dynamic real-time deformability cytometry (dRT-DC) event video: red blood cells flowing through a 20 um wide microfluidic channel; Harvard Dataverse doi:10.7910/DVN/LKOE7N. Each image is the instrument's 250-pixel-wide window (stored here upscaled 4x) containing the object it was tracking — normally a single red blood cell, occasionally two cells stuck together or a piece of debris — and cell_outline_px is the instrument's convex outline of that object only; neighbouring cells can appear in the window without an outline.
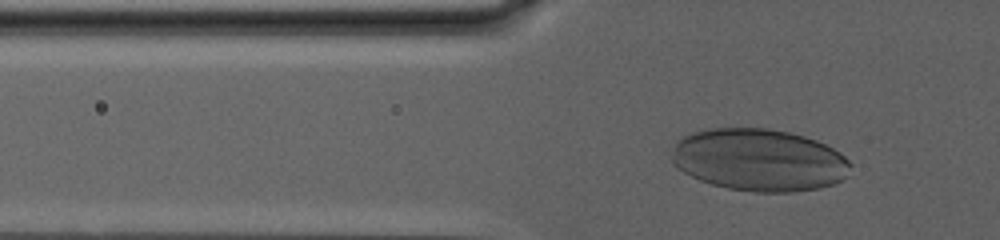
{"species": "human", "species_latin": "Homo sapiens", "temperature_condition": "warm", "stored_images_in_passage": 63, "camera_frame_rate_fps": 3000, "um_per_image_px": 0.085, "donor": {"sex": "male"}, "frame": {"image": 1, "passage_image": 19, "time_ms": 6.0, "image_size_px": [1000, 240], "cell_outline_px": [[852, 164], [848, 176], [844, 180], [820, 188], [792, 192], [752, 192], [728, 188], [712, 184], [700, 180], [684, 172], [672, 160], [672, 148], [676, 140], [692, 132], [708, 128], [768, 128], [788, 132], [804, 136], [816, 140], [840, 152]], "centroid_in_image_um": [64.54, 13.59], "position_along_channel_um": 61.3, "area_um2": 65.2}}
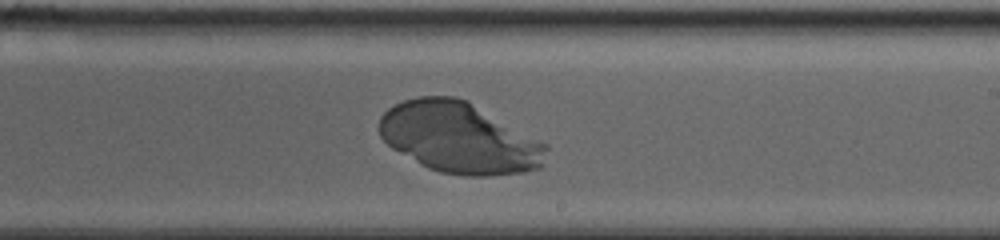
{"frame": {"image": 2, "passage_image": 44, "time_ms": 14.333, "image_size_px": [1000, 240], "cell_outline_px": [[548, 148], [544, 164], [540, 168], [524, 172], [488, 176], [464, 176], [440, 172], [428, 168], [420, 164], [392, 148], [380, 136], [380, 116], [388, 108], [404, 100], [416, 96], [456, 96], [468, 100], [548, 144]], "centroid_in_image_um": [39.06, 11.71], "position_along_channel_um": 249.9, "area_um2": 69.36}}
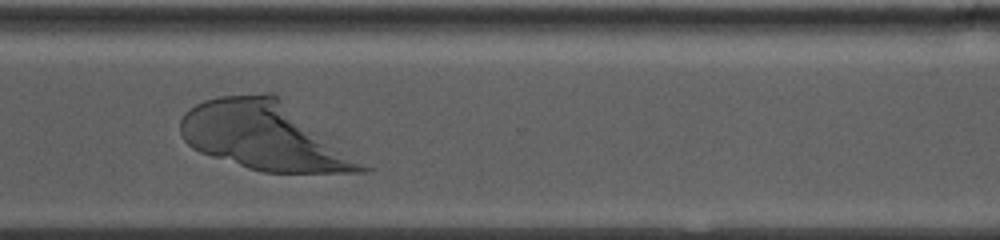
{"frame": {"image": 3, "passage_image": 56, "time_ms": 18.333, "image_size_px": [1000, 240], "cell_outline_px": [[372, 168], [364, 172], [264, 172], [248, 168], [200, 152], [192, 148], [184, 140], [180, 132], [180, 120], [184, 112], [188, 108], [204, 100], [220, 96], [264, 92], [272, 92]], "centroid_in_image_um": [22.45, 11.56], "position_along_channel_um": 348.2, "area_um2": 71.15}}